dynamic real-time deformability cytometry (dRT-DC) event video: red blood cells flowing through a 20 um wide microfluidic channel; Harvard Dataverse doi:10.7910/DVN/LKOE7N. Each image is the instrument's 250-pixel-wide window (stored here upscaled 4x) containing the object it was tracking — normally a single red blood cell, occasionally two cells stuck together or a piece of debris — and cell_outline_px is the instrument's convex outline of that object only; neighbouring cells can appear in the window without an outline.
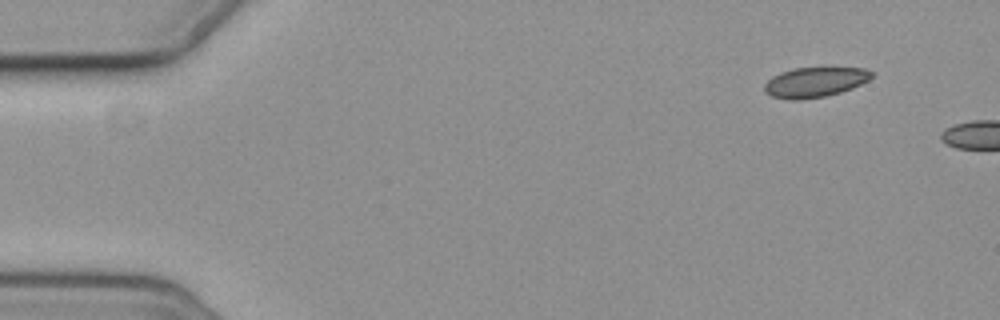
{"species": "common noctule bat (a hibernating species)", "species_latin": "Nyctalus noctula", "temperature_condition": "cold", "stored_images_in_passage": 2, "camera_frame_rate_fps": 3000, "um_per_image_px": 0.085, "animal": {"sex": "female", "body_mass_g": 19.3, "forearm_length_mm": 54.1}, "frame": {"image": 1, "passage_image": 1, "time_ms": 0.0, "image_size_px": [1000, 320], "cell_outline_px": [[872, 76], [868, 80], [852, 88], [840, 92], [824, 96], [800, 100], [788, 100], [772, 96], [764, 92], [764, 84], [772, 76], [780, 72], [792, 68], [864, 68], [872, 72]], "centroid_in_image_um": [69.21, 6.99], "position_along_channel_um": 15.8, "area_um2": 18.67}}